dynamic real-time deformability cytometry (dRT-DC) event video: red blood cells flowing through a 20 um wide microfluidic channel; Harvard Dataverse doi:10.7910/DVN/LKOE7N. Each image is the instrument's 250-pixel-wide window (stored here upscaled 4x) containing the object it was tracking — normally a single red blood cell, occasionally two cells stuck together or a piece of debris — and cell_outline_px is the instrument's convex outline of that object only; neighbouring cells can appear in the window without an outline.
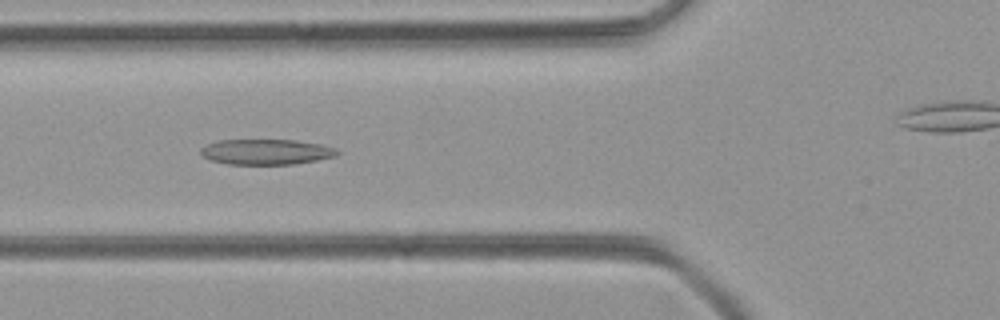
{"species": "common noctule bat (a hibernating species)", "species_latin": "Nyctalus noctula", "temperature_condition": "room temperature", "stored_images_in_passage": 12, "camera_frame_rate_fps": 3000, "um_per_image_px": 0.085, "animal": {"sex": "female", "body_mass_g": 21.9}, "frame": {"image": 1, "passage_image": 7, "time_ms": 2.0, "image_size_px": [1000, 320], "cell_outline_px": [[340, 152], [336, 156], [316, 160], [292, 164], [228, 164], [212, 160], [200, 156], [200, 148], [208, 144], [220, 140], [296, 140], [320, 144], [336, 148]], "centroid_in_image_um": [22.62, 12.9], "position_along_channel_um": 103.2, "area_um2": 20.17}}
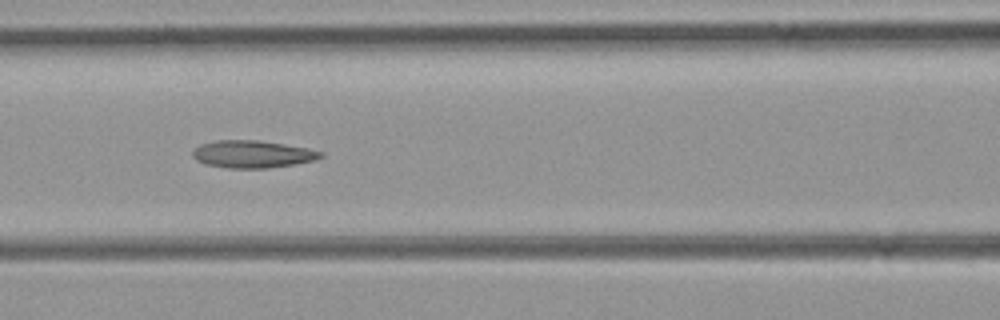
{"frame": {"image": 2, "passage_image": 10, "time_ms": 3.0, "image_size_px": [1000, 320], "cell_outline_px": [[324, 156], [316, 160], [296, 164], [268, 168], [228, 168], [204, 164], [196, 160], [192, 156], [192, 152], [200, 144], [216, 140], [260, 140], [308, 148], [324, 152]], "centroid_in_image_um": [21.48, 13.1], "position_along_channel_um": 145.1, "area_um2": 20.63}}